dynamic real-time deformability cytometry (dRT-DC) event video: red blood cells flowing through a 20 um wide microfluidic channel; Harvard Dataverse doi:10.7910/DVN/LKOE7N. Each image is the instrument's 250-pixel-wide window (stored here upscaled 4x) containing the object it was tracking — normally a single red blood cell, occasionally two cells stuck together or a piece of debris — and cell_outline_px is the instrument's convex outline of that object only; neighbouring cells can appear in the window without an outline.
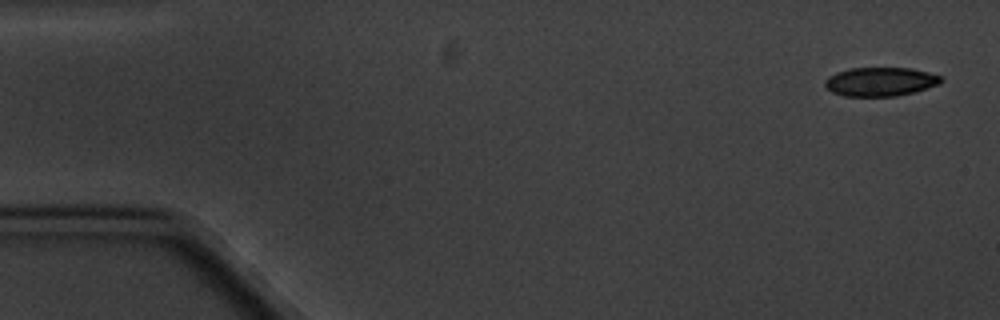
{"species": "common noctule bat (a hibernating species)", "species_latin": "Nyctalus noctula", "temperature_condition": "cold", "stored_images_in_passage": 7, "camera_frame_rate_fps": 3000, "um_per_image_px": 0.085, "animal": {"sex": "male", "body_mass_g": 20.1, "forearm_length_mm": 53.5}, "frame": {"image": 1, "passage_image": 1, "time_ms": 0.0, "image_size_px": [1000, 320], "cell_outline_px": [[944, 80], [940, 84], [912, 92], [896, 96], [844, 96], [832, 92], [824, 84], [824, 80], [828, 76], [836, 72], [848, 68], [912, 68], [928, 72], [940, 76]], "centroid_in_image_um": [74.81, 6.93], "position_along_channel_um": 10.2, "area_um2": 19.54}}